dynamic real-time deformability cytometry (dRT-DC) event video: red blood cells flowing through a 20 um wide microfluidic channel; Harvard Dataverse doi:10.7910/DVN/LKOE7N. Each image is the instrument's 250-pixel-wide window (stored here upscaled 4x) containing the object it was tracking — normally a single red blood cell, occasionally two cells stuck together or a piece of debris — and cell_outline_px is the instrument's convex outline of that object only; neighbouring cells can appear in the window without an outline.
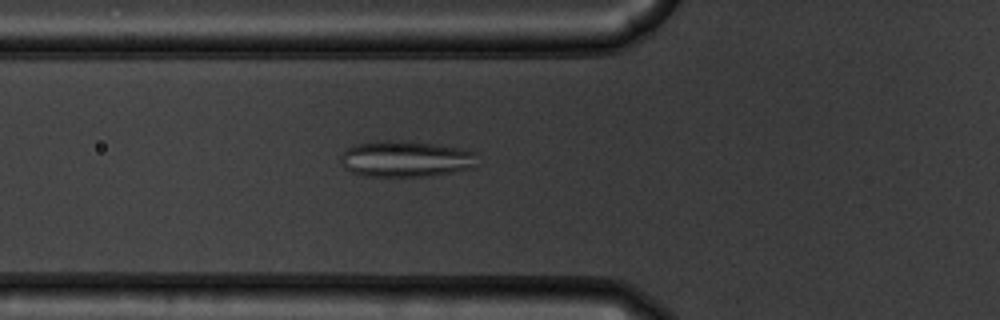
{"species": "common noctule bat (a hibernating species)", "species_latin": "Nyctalus noctula", "temperature_condition": "warm", "stored_images_in_passage": 54, "camera_frame_rate_fps": 3000, "um_per_image_px": 0.085, "animal": {"sex": "male", "body_mass_g": 19.5, "forearm_length_mm": 54.6}, "frame": {"image": 1, "passage_image": 20, "time_ms": 6.333, "image_size_px": [1000, 320], "cell_outline_px": [[476, 152], [472, 168], [432, 176], [364, 176], [352, 172], [344, 168], [340, 164], [340, 156], [348, 148], [356, 144], [380, 140], [400, 140], [432, 144], [460, 148]], "centroid_in_image_um": [34.43, 13.51], "position_along_channel_um": 91.4, "area_um2": 28.73}}
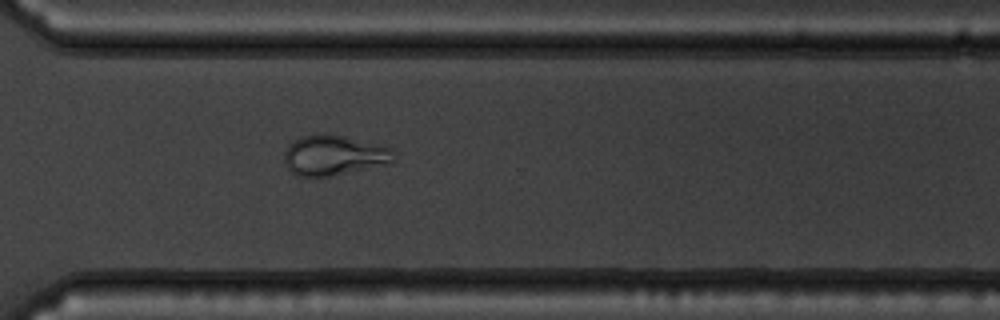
{"frame": {"image": 2, "passage_image": 40, "time_ms": 13.0, "image_size_px": [1000, 320], "cell_outline_px": [[392, 164], [328, 176], [300, 176], [292, 172], [284, 164], [284, 152], [288, 144], [300, 136], [344, 136], [392, 148]], "centroid_in_image_um": [28.37, 13.23], "position_along_channel_um": 342.2, "area_um2": 25.09}}
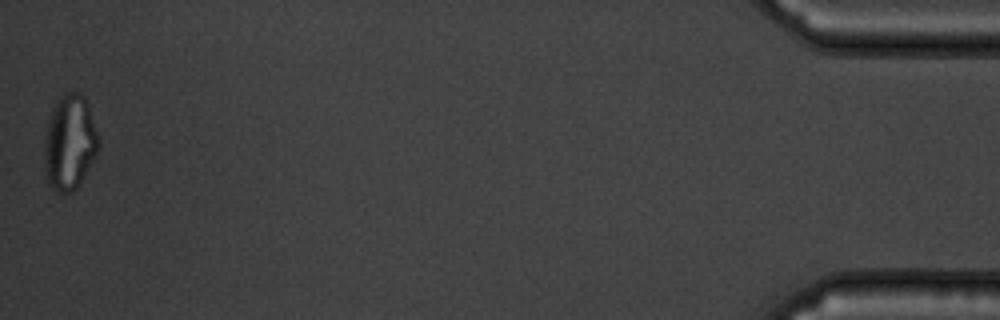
{"frame": {"image": 3, "passage_image": 54, "time_ms": 17.667, "image_size_px": [1000, 320], "cell_outline_px": [[100, 144], [96, 152], [76, 188], [72, 192], [56, 192], [48, 184], [44, 164], [44, 140], [52, 108], [56, 100], [64, 92], [76, 92], [84, 96], [88, 104]], "centroid_in_image_um": [5.89, 12.08], "position_along_channel_um": 429.3, "area_um2": 29.65}}